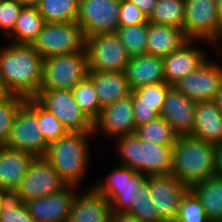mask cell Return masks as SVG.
Listing matches in <instances>:
<instances>
[{"instance_id": "obj_50", "label": "cell", "mask_w": 222, "mask_h": 222, "mask_svg": "<svg viewBox=\"0 0 222 222\" xmlns=\"http://www.w3.org/2000/svg\"><path fill=\"white\" fill-rule=\"evenodd\" d=\"M2 215V209H1V206H0V216Z\"/></svg>"}, {"instance_id": "obj_7", "label": "cell", "mask_w": 222, "mask_h": 222, "mask_svg": "<svg viewBox=\"0 0 222 222\" xmlns=\"http://www.w3.org/2000/svg\"><path fill=\"white\" fill-rule=\"evenodd\" d=\"M88 73L86 51L49 57L43 62V77L39 90H72Z\"/></svg>"}, {"instance_id": "obj_5", "label": "cell", "mask_w": 222, "mask_h": 222, "mask_svg": "<svg viewBox=\"0 0 222 222\" xmlns=\"http://www.w3.org/2000/svg\"><path fill=\"white\" fill-rule=\"evenodd\" d=\"M48 145L37 117V100L26 98L16 114L6 147L44 157Z\"/></svg>"}, {"instance_id": "obj_35", "label": "cell", "mask_w": 222, "mask_h": 222, "mask_svg": "<svg viewBox=\"0 0 222 222\" xmlns=\"http://www.w3.org/2000/svg\"><path fill=\"white\" fill-rule=\"evenodd\" d=\"M136 195L137 198L127 213L134 215L142 222H160L161 219L154 207L150 184L148 181H146L142 187L136 191Z\"/></svg>"}, {"instance_id": "obj_26", "label": "cell", "mask_w": 222, "mask_h": 222, "mask_svg": "<svg viewBox=\"0 0 222 222\" xmlns=\"http://www.w3.org/2000/svg\"><path fill=\"white\" fill-rule=\"evenodd\" d=\"M190 190L197 196L211 222L222 221V177L214 175L193 185Z\"/></svg>"}, {"instance_id": "obj_37", "label": "cell", "mask_w": 222, "mask_h": 222, "mask_svg": "<svg viewBox=\"0 0 222 222\" xmlns=\"http://www.w3.org/2000/svg\"><path fill=\"white\" fill-rule=\"evenodd\" d=\"M176 222H211L197 196L189 189L183 196Z\"/></svg>"}, {"instance_id": "obj_19", "label": "cell", "mask_w": 222, "mask_h": 222, "mask_svg": "<svg viewBox=\"0 0 222 222\" xmlns=\"http://www.w3.org/2000/svg\"><path fill=\"white\" fill-rule=\"evenodd\" d=\"M196 102L189 99L176 87L171 86L160 112L174 132L180 135H191L194 125Z\"/></svg>"}, {"instance_id": "obj_8", "label": "cell", "mask_w": 222, "mask_h": 222, "mask_svg": "<svg viewBox=\"0 0 222 222\" xmlns=\"http://www.w3.org/2000/svg\"><path fill=\"white\" fill-rule=\"evenodd\" d=\"M85 35L77 22L45 23L31 46L44 59L85 51Z\"/></svg>"}, {"instance_id": "obj_15", "label": "cell", "mask_w": 222, "mask_h": 222, "mask_svg": "<svg viewBox=\"0 0 222 222\" xmlns=\"http://www.w3.org/2000/svg\"><path fill=\"white\" fill-rule=\"evenodd\" d=\"M153 204L161 220H176L180 202L189 188L172 173L147 176Z\"/></svg>"}, {"instance_id": "obj_10", "label": "cell", "mask_w": 222, "mask_h": 222, "mask_svg": "<svg viewBox=\"0 0 222 222\" xmlns=\"http://www.w3.org/2000/svg\"><path fill=\"white\" fill-rule=\"evenodd\" d=\"M89 71L124 72L130 56L117 33H102L85 38Z\"/></svg>"}, {"instance_id": "obj_16", "label": "cell", "mask_w": 222, "mask_h": 222, "mask_svg": "<svg viewBox=\"0 0 222 222\" xmlns=\"http://www.w3.org/2000/svg\"><path fill=\"white\" fill-rule=\"evenodd\" d=\"M136 124L133 111L132 92L130 96L102 107L100 116L94 122V133L101 132L109 138L132 135Z\"/></svg>"}, {"instance_id": "obj_22", "label": "cell", "mask_w": 222, "mask_h": 222, "mask_svg": "<svg viewBox=\"0 0 222 222\" xmlns=\"http://www.w3.org/2000/svg\"><path fill=\"white\" fill-rule=\"evenodd\" d=\"M35 156L31 153L0 148V190H17Z\"/></svg>"}, {"instance_id": "obj_3", "label": "cell", "mask_w": 222, "mask_h": 222, "mask_svg": "<svg viewBox=\"0 0 222 222\" xmlns=\"http://www.w3.org/2000/svg\"><path fill=\"white\" fill-rule=\"evenodd\" d=\"M92 134L94 132H68L48 145L44 157L69 186L79 187L89 167L88 141Z\"/></svg>"}, {"instance_id": "obj_44", "label": "cell", "mask_w": 222, "mask_h": 222, "mask_svg": "<svg viewBox=\"0 0 222 222\" xmlns=\"http://www.w3.org/2000/svg\"><path fill=\"white\" fill-rule=\"evenodd\" d=\"M216 175L222 177V145L216 149Z\"/></svg>"}, {"instance_id": "obj_32", "label": "cell", "mask_w": 222, "mask_h": 222, "mask_svg": "<svg viewBox=\"0 0 222 222\" xmlns=\"http://www.w3.org/2000/svg\"><path fill=\"white\" fill-rule=\"evenodd\" d=\"M72 93L79 108L94 123L100 116L102 106L97 98L93 81L87 76L75 85Z\"/></svg>"}, {"instance_id": "obj_21", "label": "cell", "mask_w": 222, "mask_h": 222, "mask_svg": "<svg viewBox=\"0 0 222 222\" xmlns=\"http://www.w3.org/2000/svg\"><path fill=\"white\" fill-rule=\"evenodd\" d=\"M191 136L214 146L222 145V113L214 100L196 102Z\"/></svg>"}, {"instance_id": "obj_27", "label": "cell", "mask_w": 222, "mask_h": 222, "mask_svg": "<svg viewBox=\"0 0 222 222\" xmlns=\"http://www.w3.org/2000/svg\"><path fill=\"white\" fill-rule=\"evenodd\" d=\"M44 24L45 20L36 6L23 7L13 31L7 37L11 43L31 45L41 32Z\"/></svg>"}, {"instance_id": "obj_43", "label": "cell", "mask_w": 222, "mask_h": 222, "mask_svg": "<svg viewBox=\"0 0 222 222\" xmlns=\"http://www.w3.org/2000/svg\"><path fill=\"white\" fill-rule=\"evenodd\" d=\"M111 222H142L134 215L127 212H112Z\"/></svg>"}, {"instance_id": "obj_45", "label": "cell", "mask_w": 222, "mask_h": 222, "mask_svg": "<svg viewBox=\"0 0 222 222\" xmlns=\"http://www.w3.org/2000/svg\"><path fill=\"white\" fill-rule=\"evenodd\" d=\"M11 95L12 93L7 89L4 83L0 80V103L7 100Z\"/></svg>"}, {"instance_id": "obj_31", "label": "cell", "mask_w": 222, "mask_h": 222, "mask_svg": "<svg viewBox=\"0 0 222 222\" xmlns=\"http://www.w3.org/2000/svg\"><path fill=\"white\" fill-rule=\"evenodd\" d=\"M0 222H35L17 190H0Z\"/></svg>"}, {"instance_id": "obj_20", "label": "cell", "mask_w": 222, "mask_h": 222, "mask_svg": "<svg viewBox=\"0 0 222 222\" xmlns=\"http://www.w3.org/2000/svg\"><path fill=\"white\" fill-rule=\"evenodd\" d=\"M111 220L112 209L109 200L93 186L81 194L76 192L67 222H111Z\"/></svg>"}, {"instance_id": "obj_17", "label": "cell", "mask_w": 222, "mask_h": 222, "mask_svg": "<svg viewBox=\"0 0 222 222\" xmlns=\"http://www.w3.org/2000/svg\"><path fill=\"white\" fill-rule=\"evenodd\" d=\"M201 40H188L179 49L163 57L165 82L174 86L181 79L199 68L209 58L207 51L194 44Z\"/></svg>"}, {"instance_id": "obj_41", "label": "cell", "mask_w": 222, "mask_h": 222, "mask_svg": "<svg viewBox=\"0 0 222 222\" xmlns=\"http://www.w3.org/2000/svg\"><path fill=\"white\" fill-rule=\"evenodd\" d=\"M133 111L136 127L147 124L160 116L153 106L133 105Z\"/></svg>"}, {"instance_id": "obj_49", "label": "cell", "mask_w": 222, "mask_h": 222, "mask_svg": "<svg viewBox=\"0 0 222 222\" xmlns=\"http://www.w3.org/2000/svg\"><path fill=\"white\" fill-rule=\"evenodd\" d=\"M160 222H176L175 220H161Z\"/></svg>"}, {"instance_id": "obj_34", "label": "cell", "mask_w": 222, "mask_h": 222, "mask_svg": "<svg viewBox=\"0 0 222 222\" xmlns=\"http://www.w3.org/2000/svg\"><path fill=\"white\" fill-rule=\"evenodd\" d=\"M170 87L166 82L140 86L132 91L133 105L153 106L160 114Z\"/></svg>"}, {"instance_id": "obj_28", "label": "cell", "mask_w": 222, "mask_h": 222, "mask_svg": "<svg viewBox=\"0 0 222 222\" xmlns=\"http://www.w3.org/2000/svg\"><path fill=\"white\" fill-rule=\"evenodd\" d=\"M36 7L45 23L76 22L79 0H39Z\"/></svg>"}, {"instance_id": "obj_9", "label": "cell", "mask_w": 222, "mask_h": 222, "mask_svg": "<svg viewBox=\"0 0 222 222\" xmlns=\"http://www.w3.org/2000/svg\"><path fill=\"white\" fill-rule=\"evenodd\" d=\"M185 6L183 30L186 37L217 46L216 51L220 52L222 31L218 25L217 0H185Z\"/></svg>"}, {"instance_id": "obj_33", "label": "cell", "mask_w": 222, "mask_h": 222, "mask_svg": "<svg viewBox=\"0 0 222 222\" xmlns=\"http://www.w3.org/2000/svg\"><path fill=\"white\" fill-rule=\"evenodd\" d=\"M117 35L130 57L147 54L148 21L134 26L119 27Z\"/></svg>"}, {"instance_id": "obj_13", "label": "cell", "mask_w": 222, "mask_h": 222, "mask_svg": "<svg viewBox=\"0 0 222 222\" xmlns=\"http://www.w3.org/2000/svg\"><path fill=\"white\" fill-rule=\"evenodd\" d=\"M68 186L45 157H35L17 191L25 203L60 193Z\"/></svg>"}, {"instance_id": "obj_1", "label": "cell", "mask_w": 222, "mask_h": 222, "mask_svg": "<svg viewBox=\"0 0 222 222\" xmlns=\"http://www.w3.org/2000/svg\"><path fill=\"white\" fill-rule=\"evenodd\" d=\"M43 62L31 45L9 43L0 47V80L12 94L34 98L42 84Z\"/></svg>"}, {"instance_id": "obj_42", "label": "cell", "mask_w": 222, "mask_h": 222, "mask_svg": "<svg viewBox=\"0 0 222 222\" xmlns=\"http://www.w3.org/2000/svg\"><path fill=\"white\" fill-rule=\"evenodd\" d=\"M135 4L146 16L147 18L152 13L157 0H129Z\"/></svg>"}, {"instance_id": "obj_29", "label": "cell", "mask_w": 222, "mask_h": 222, "mask_svg": "<svg viewBox=\"0 0 222 222\" xmlns=\"http://www.w3.org/2000/svg\"><path fill=\"white\" fill-rule=\"evenodd\" d=\"M185 8V0H157L148 22L183 29Z\"/></svg>"}, {"instance_id": "obj_40", "label": "cell", "mask_w": 222, "mask_h": 222, "mask_svg": "<svg viewBox=\"0 0 222 222\" xmlns=\"http://www.w3.org/2000/svg\"><path fill=\"white\" fill-rule=\"evenodd\" d=\"M148 21L147 16L129 0H121L119 10V27L143 24Z\"/></svg>"}, {"instance_id": "obj_47", "label": "cell", "mask_w": 222, "mask_h": 222, "mask_svg": "<svg viewBox=\"0 0 222 222\" xmlns=\"http://www.w3.org/2000/svg\"><path fill=\"white\" fill-rule=\"evenodd\" d=\"M217 11H218V25L222 31V0H217Z\"/></svg>"}, {"instance_id": "obj_12", "label": "cell", "mask_w": 222, "mask_h": 222, "mask_svg": "<svg viewBox=\"0 0 222 222\" xmlns=\"http://www.w3.org/2000/svg\"><path fill=\"white\" fill-rule=\"evenodd\" d=\"M121 0H79L76 22L85 37L117 33Z\"/></svg>"}, {"instance_id": "obj_48", "label": "cell", "mask_w": 222, "mask_h": 222, "mask_svg": "<svg viewBox=\"0 0 222 222\" xmlns=\"http://www.w3.org/2000/svg\"><path fill=\"white\" fill-rule=\"evenodd\" d=\"M214 101H215L216 106L222 113V87H221V90L215 96Z\"/></svg>"}, {"instance_id": "obj_38", "label": "cell", "mask_w": 222, "mask_h": 222, "mask_svg": "<svg viewBox=\"0 0 222 222\" xmlns=\"http://www.w3.org/2000/svg\"><path fill=\"white\" fill-rule=\"evenodd\" d=\"M37 117L42 128L44 138L48 144L58 140L69 132L66 127L38 101Z\"/></svg>"}, {"instance_id": "obj_4", "label": "cell", "mask_w": 222, "mask_h": 222, "mask_svg": "<svg viewBox=\"0 0 222 222\" xmlns=\"http://www.w3.org/2000/svg\"><path fill=\"white\" fill-rule=\"evenodd\" d=\"M120 165L146 176L172 173L173 146L140 140L135 134L115 138Z\"/></svg>"}, {"instance_id": "obj_36", "label": "cell", "mask_w": 222, "mask_h": 222, "mask_svg": "<svg viewBox=\"0 0 222 222\" xmlns=\"http://www.w3.org/2000/svg\"><path fill=\"white\" fill-rule=\"evenodd\" d=\"M25 100L26 98L23 96L12 94L7 100L0 103V148L6 146L16 114Z\"/></svg>"}, {"instance_id": "obj_6", "label": "cell", "mask_w": 222, "mask_h": 222, "mask_svg": "<svg viewBox=\"0 0 222 222\" xmlns=\"http://www.w3.org/2000/svg\"><path fill=\"white\" fill-rule=\"evenodd\" d=\"M116 165L105 176L104 182L97 181L92 186L109 200L112 212H127L137 198L136 191L147 181V176L127 166Z\"/></svg>"}, {"instance_id": "obj_46", "label": "cell", "mask_w": 222, "mask_h": 222, "mask_svg": "<svg viewBox=\"0 0 222 222\" xmlns=\"http://www.w3.org/2000/svg\"><path fill=\"white\" fill-rule=\"evenodd\" d=\"M22 7H34L39 0H16Z\"/></svg>"}, {"instance_id": "obj_25", "label": "cell", "mask_w": 222, "mask_h": 222, "mask_svg": "<svg viewBox=\"0 0 222 222\" xmlns=\"http://www.w3.org/2000/svg\"><path fill=\"white\" fill-rule=\"evenodd\" d=\"M188 40L183 29L148 22L147 54L163 58Z\"/></svg>"}, {"instance_id": "obj_39", "label": "cell", "mask_w": 222, "mask_h": 222, "mask_svg": "<svg viewBox=\"0 0 222 222\" xmlns=\"http://www.w3.org/2000/svg\"><path fill=\"white\" fill-rule=\"evenodd\" d=\"M22 8L16 0H0V31L6 37L13 31Z\"/></svg>"}, {"instance_id": "obj_24", "label": "cell", "mask_w": 222, "mask_h": 222, "mask_svg": "<svg viewBox=\"0 0 222 222\" xmlns=\"http://www.w3.org/2000/svg\"><path fill=\"white\" fill-rule=\"evenodd\" d=\"M97 98L102 107L130 96L128 80L124 72L89 71Z\"/></svg>"}, {"instance_id": "obj_14", "label": "cell", "mask_w": 222, "mask_h": 222, "mask_svg": "<svg viewBox=\"0 0 222 222\" xmlns=\"http://www.w3.org/2000/svg\"><path fill=\"white\" fill-rule=\"evenodd\" d=\"M174 87L195 102L214 100L222 87V66L208 59Z\"/></svg>"}, {"instance_id": "obj_2", "label": "cell", "mask_w": 222, "mask_h": 222, "mask_svg": "<svg viewBox=\"0 0 222 222\" xmlns=\"http://www.w3.org/2000/svg\"><path fill=\"white\" fill-rule=\"evenodd\" d=\"M217 146L191 135L177 136L173 146L172 175L189 189L216 175Z\"/></svg>"}, {"instance_id": "obj_11", "label": "cell", "mask_w": 222, "mask_h": 222, "mask_svg": "<svg viewBox=\"0 0 222 222\" xmlns=\"http://www.w3.org/2000/svg\"><path fill=\"white\" fill-rule=\"evenodd\" d=\"M34 98L49 110L69 132L94 131V123L79 108L72 90H39Z\"/></svg>"}, {"instance_id": "obj_23", "label": "cell", "mask_w": 222, "mask_h": 222, "mask_svg": "<svg viewBox=\"0 0 222 222\" xmlns=\"http://www.w3.org/2000/svg\"><path fill=\"white\" fill-rule=\"evenodd\" d=\"M124 73L132 91L143 85L165 82L163 58L150 54L130 57Z\"/></svg>"}, {"instance_id": "obj_18", "label": "cell", "mask_w": 222, "mask_h": 222, "mask_svg": "<svg viewBox=\"0 0 222 222\" xmlns=\"http://www.w3.org/2000/svg\"><path fill=\"white\" fill-rule=\"evenodd\" d=\"M78 187L68 186L57 194L25 202L35 222H67Z\"/></svg>"}, {"instance_id": "obj_30", "label": "cell", "mask_w": 222, "mask_h": 222, "mask_svg": "<svg viewBox=\"0 0 222 222\" xmlns=\"http://www.w3.org/2000/svg\"><path fill=\"white\" fill-rule=\"evenodd\" d=\"M134 134L140 140L163 146H174L178 136L161 116L147 124L136 127Z\"/></svg>"}]
</instances>
